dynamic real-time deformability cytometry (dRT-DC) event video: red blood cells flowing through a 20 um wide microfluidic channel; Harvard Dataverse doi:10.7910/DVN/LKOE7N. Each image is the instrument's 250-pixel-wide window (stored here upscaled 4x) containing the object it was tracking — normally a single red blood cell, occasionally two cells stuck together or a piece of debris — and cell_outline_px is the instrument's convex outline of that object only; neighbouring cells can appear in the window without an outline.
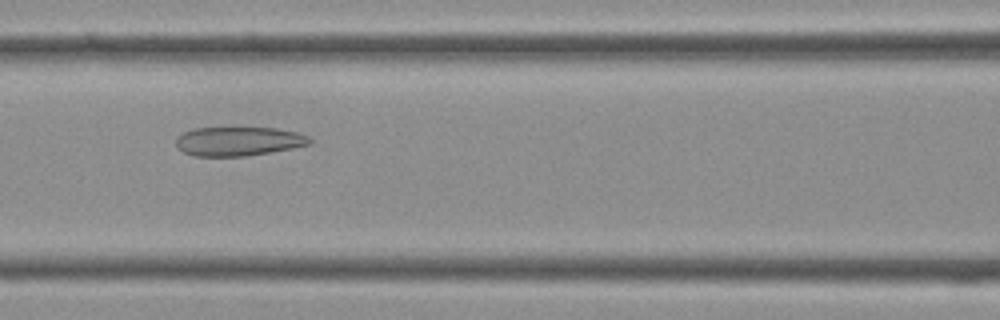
{"species": "Egyptian fruit bat (a non-hibernating species)", "species_latin": "Rousettus aegyptiacus", "temperature_condition": "cold", "stored_images_in_passage": 40, "camera_frame_rate_fps": 3000, "um_per_image_px": 0.085, "frame": {"image": 1, "passage_image": 17, "time_ms": 5.333, "image_size_px": [1000, 320], "cell_outline_px": [[312, 144], [292, 148], [244, 156], [192, 156], [176, 148], [176, 136], [184, 132], [196, 128], [276, 128], [296, 132], [308, 136], [312, 140]], "centroid_in_image_um": [20.25, 12.01], "position_along_channel_um": 146.4, "area_um2": 22.6}}
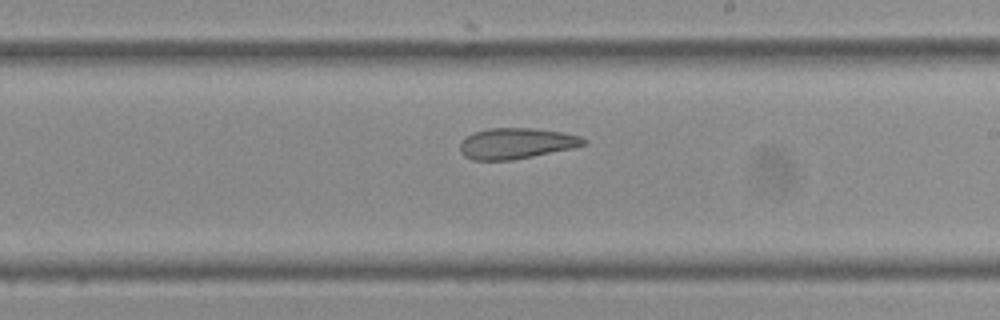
{"frame": {"image": 2, "passage_image": 23, "time_ms": 7.333, "image_size_px": [1000, 320], "cell_outline_px": [[588, 144], [572, 148], [512, 160], [472, 160], [464, 156], [460, 152], [460, 140], [476, 132], [488, 128], [532, 128], [564, 132], [580, 136], [588, 140]], "centroid_in_image_um": [43.9, 12.19], "position_along_channel_um": 245.1, "area_um2": 22.25}}
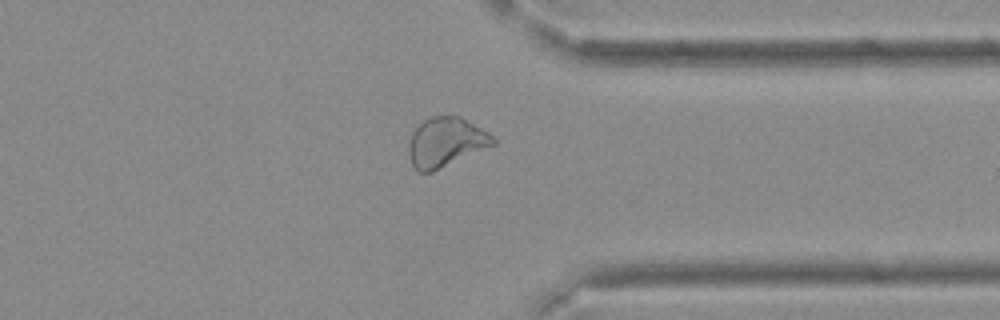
{"frame": {"image": 3, "passage_image": 31, "time_ms": 10.0, "image_size_px": [1000, 320], "cell_outline_px": [[496, 144], [432, 172], [420, 172], [412, 164], [408, 152], [408, 144], [412, 132], [424, 120], [432, 116], [460, 116], [488, 132], [496, 140]], "centroid_in_image_um": [37.89, 12.08], "position_along_channel_um": 373.5, "area_um2": 24.1}}